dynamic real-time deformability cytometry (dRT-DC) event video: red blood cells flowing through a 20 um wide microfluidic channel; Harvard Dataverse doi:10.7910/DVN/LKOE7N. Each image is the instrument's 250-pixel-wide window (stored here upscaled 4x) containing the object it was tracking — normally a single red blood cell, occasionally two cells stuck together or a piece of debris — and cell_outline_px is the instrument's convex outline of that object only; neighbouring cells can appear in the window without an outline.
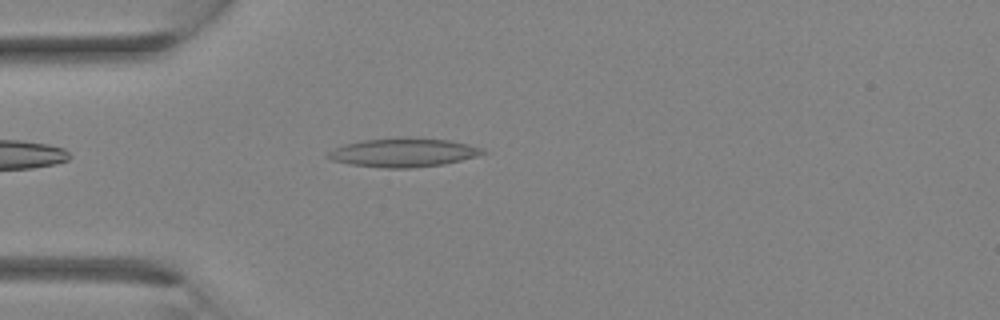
{"species": "Egyptian fruit bat (a non-hibernating species)", "species_latin": "Rousettus aegyptiacus", "temperature_condition": "room temperature", "stored_images_in_passage": 2, "camera_frame_rate_fps": 3000, "um_per_image_px": 0.085, "animal": {"sex": "female"}, "frame": {"image": 1, "passage_image": 2, "time_ms": 0.333, "image_size_px": [1000, 320], "cell_outline_px": [[488, 152], [476, 156], [444, 164], [412, 168], [384, 168], [348, 164], [332, 160], [324, 156], [328, 152], [344, 144], [364, 140], [396, 136], [452, 140], [484, 148]], "centroid_in_image_um": [34.29, 12.95], "position_along_channel_um": 50.7, "area_um2": 26.3}}